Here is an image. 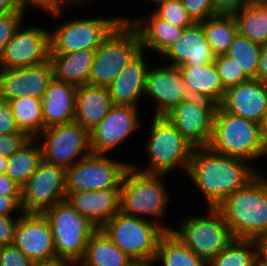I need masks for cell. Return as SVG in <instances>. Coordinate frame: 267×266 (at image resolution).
<instances>
[{
  "mask_svg": "<svg viewBox=\"0 0 267 266\" xmlns=\"http://www.w3.org/2000/svg\"><path fill=\"white\" fill-rule=\"evenodd\" d=\"M257 266H266L264 264H262L260 261L258 262Z\"/></svg>",
  "mask_w": 267,
  "mask_h": 266,
  "instance_id": "60",
  "label": "cell"
},
{
  "mask_svg": "<svg viewBox=\"0 0 267 266\" xmlns=\"http://www.w3.org/2000/svg\"><path fill=\"white\" fill-rule=\"evenodd\" d=\"M251 166L248 160L219 154L209 147L194 148L186 175L206 198L207 207H216L259 173Z\"/></svg>",
  "mask_w": 267,
  "mask_h": 266,
  "instance_id": "1",
  "label": "cell"
},
{
  "mask_svg": "<svg viewBox=\"0 0 267 266\" xmlns=\"http://www.w3.org/2000/svg\"><path fill=\"white\" fill-rule=\"evenodd\" d=\"M19 131L9 102L0 97V135Z\"/></svg>",
  "mask_w": 267,
  "mask_h": 266,
  "instance_id": "44",
  "label": "cell"
},
{
  "mask_svg": "<svg viewBox=\"0 0 267 266\" xmlns=\"http://www.w3.org/2000/svg\"><path fill=\"white\" fill-rule=\"evenodd\" d=\"M100 229L132 260L153 262L158 242L165 231L151 220L119 211Z\"/></svg>",
  "mask_w": 267,
  "mask_h": 266,
  "instance_id": "9",
  "label": "cell"
},
{
  "mask_svg": "<svg viewBox=\"0 0 267 266\" xmlns=\"http://www.w3.org/2000/svg\"><path fill=\"white\" fill-rule=\"evenodd\" d=\"M77 87L55 78L41 99L44 129L75 120V102Z\"/></svg>",
  "mask_w": 267,
  "mask_h": 266,
  "instance_id": "24",
  "label": "cell"
},
{
  "mask_svg": "<svg viewBox=\"0 0 267 266\" xmlns=\"http://www.w3.org/2000/svg\"><path fill=\"white\" fill-rule=\"evenodd\" d=\"M13 244L34 262L56 260L52 231L40 213H22L18 218Z\"/></svg>",
  "mask_w": 267,
  "mask_h": 266,
  "instance_id": "17",
  "label": "cell"
},
{
  "mask_svg": "<svg viewBox=\"0 0 267 266\" xmlns=\"http://www.w3.org/2000/svg\"><path fill=\"white\" fill-rule=\"evenodd\" d=\"M207 215L185 216L171 232L207 263L233 239L229 226L216 207H207Z\"/></svg>",
  "mask_w": 267,
  "mask_h": 266,
  "instance_id": "8",
  "label": "cell"
},
{
  "mask_svg": "<svg viewBox=\"0 0 267 266\" xmlns=\"http://www.w3.org/2000/svg\"><path fill=\"white\" fill-rule=\"evenodd\" d=\"M31 137L25 132H19L0 135V152L6 157L11 156L18 151Z\"/></svg>",
  "mask_w": 267,
  "mask_h": 266,
  "instance_id": "41",
  "label": "cell"
},
{
  "mask_svg": "<svg viewBox=\"0 0 267 266\" xmlns=\"http://www.w3.org/2000/svg\"><path fill=\"white\" fill-rule=\"evenodd\" d=\"M50 59L49 29L22 23L6 44L0 58V69L36 66Z\"/></svg>",
  "mask_w": 267,
  "mask_h": 266,
  "instance_id": "15",
  "label": "cell"
},
{
  "mask_svg": "<svg viewBox=\"0 0 267 266\" xmlns=\"http://www.w3.org/2000/svg\"><path fill=\"white\" fill-rule=\"evenodd\" d=\"M36 141V138H31L18 151L7 157L5 174L21 188L43 160L41 144Z\"/></svg>",
  "mask_w": 267,
  "mask_h": 266,
  "instance_id": "30",
  "label": "cell"
},
{
  "mask_svg": "<svg viewBox=\"0 0 267 266\" xmlns=\"http://www.w3.org/2000/svg\"><path fill=\"white\" fill-rule=\"evenodd\" d=\"M8 102L18 128L31 138H37L44 129L41 99L27 95Z\"/></svg>",
  "mask_w": 267,
  "mask_h": 266,
  "instance_id": "34",
  "label": "cell"
},
{
  "mask_svg": "<svg viewBox=\"0 0 267 266\" xmlns=\"http://www.w3.org/2000/svg\"><path fill=\"white\" fill-rule=\"evenodd\" d=\"M38 137L43 160L64 169L91 153L89 132L75 121L45 128Z\"/></svg>",
  "mask_w": 267,
  "mask_h": 266,
  "instance_id": "12",
  "label": "cell"
},
{
  "mask_svg": "<svg viewBox=\"0 0 267 266\" xmlns=\"http://www.w3.org/2000/svg\"><path fill=\"white\" fill-rule=\"evenodd\" d=\"M153 11L162 19L179 28H188L195 22L188 15L181 0L159 3Z\"/></svg>",
  "mask_w": 267,
  "mask_h": 266,
  "instance_id": "38",
  "label": "cell"
},
{
  "mask_svg": "<svg viewBox=\"0 0 267 266\" xmlns=\"http://www.w3.org/2000/svg\"><path fill=\"white\" fill-rule=\"evenodd\" d=\"M66 3H67V5L69 6H71V4H75V5H83V3L85 4L86 2H89V0H64Z\"/></svg>",
  "mask_w": 267,
  "mask_h": 266,
  "instance_id": "56",
  "label": "cell"
},
{
  "mask_svg": "<svg viewBox=\"0 0 267 266\" xmlns=\"http://www.w3.org/2000/svg\"><path fill=\"white\" fill-rule=\"evenodd\" d=\"M49 222L57 260L76 266L91 235L98 229L66 199L42 213Z\"/></svg>",
  "mask_w": 267,
  "mask_h": 266,
  "instance_id": "6",
  "label": "cell"
},
{
  "mask_svg": "<svg viewBox=\"0 0 267 266\" xmlns=\"http://www.w3.org/2000/svg\"><path fill=\"white\" fill-rule=\"evenodd\" d=\"M66 169L42 160L36 171L21 188L23 213H44L66 199Z\"/></svg>",
  "mask_w": 267,
  "mask_h": 266,
  "instance_id": "13",
  "label": "cell"
},
{
  "mask_svg": "<svg viewBox=\"0 0 267 266\" xmlns=\"http://www.w3.org/2000/svg\"><path fill=\"white\" fill-rule=\"evenodd\" d=\"M166 176L141 172L131 165L121 183L120 211L126 215L151 220L165 232L171 231L169 225L160 221L170 202L169 191L163 182Z\"/></svg>",
  "mask_w": 267,
  "mask_h": 266,
  "instance_id": "3",
  "label": "cell"
},
{
  "mask_svg": "<svg viewBox=\"0 0 267 266\" xmlns=\"http://www.w3.org/2000/svg\"><path fill=\"white\" fill-rule=\"evenodd\" d=\"M150 68L146 75L145 95L156 102L153 116H166L190 95L179 66L163 64Z\"/></svg>",
  "mask_w": 267,
  "mask_h": 266,
  "instance_id": "18",
  "label": "cell"
},
{
  "mask_svg": "<svg viewBox=\"0 0 267 266\" xmlns=\"http://www.w3.org/2000/svg\"><path fill=\"white\" fill-rule=\"evenodd\" d=\"M260 53L261 45L238 33L226 55L232 58L250 79H256Z\"/></svg>",
  "mask_w": 267,
  "mask_h": 266,
  "instance_id": "36",
  "label": "cell"
},
{
  "mask_svg": "<svg viewBox=\"0 0 267 266\" xmlns=\"http://www.w3.org/2000/svg\"><path fill=\"white\" fill-rule=\"evenodd\" d=\"M215 56L226 54L238 34L233 14H217L199 22Z\"/></svg>",
  "mask_w": 267,
  "mask_h": 266,
  "instance_id": "32",
  "label": "cell"
},
{
  "mask_svg": "<svg viewBox=\"0 0 267 266\" xmlns=\"http://www.w3.org/2000/svg\"><path fill=\"white\" fill-rule=\"evenodd\" d=\"M212 151L238 157L250 163L267 157L260 138L259 123L233 115L219 105L213 120V133L208 146Z\"/></svg>",
  "mask_w": 267,
  "mask_h": 266,
  "instance_id": "4",
  "label": "cell"
},
{
  "mask_svg": "<svg viewBox=\"0 0 267 266\" xmlns=\"http://www.w3.org/2000/svg\"><path fill=\"white\" fill-rule=\"evenodd\" d=\"M131 164L91 152L66 169L65 191L121 189L123 177Z\"/></svg>",
  "mask_w": 267,
  "mask_h": 266,
  "instance_id": "11",
  "label": "cell"
},
{
  "mask_svg": "<svg viewBox=\"0 0 267 266\" xmlns=\"http://www.w3.org/2000/svg\"><path fill=\"white\" fill-rule=\"evenodd\" d=\"M219 106L225 111L259 123L267 112V83L257 79L231 86Z\"/></svg>",
  "mask_w": 267,
  "mask_h": 266,
  "instance_id": "20",
  "label": "cell"
},
{
  "mask_svg": "<svg viewBox=\"0 0 267 266\" xmlns=\"http://www.w3.org/2000/svg\"><path fill=\"white\" fill-rule=\"evenodd\" d=\"M214 66L225 89L250 80L242 68L226 54L215 56Z\"/></svg>",
  "mask_w": 267,
  "mask_h": 266,
  "instance_id": "37",
  "label": "cell"
},
{
  "mask_svg": "<svg viewBox=\"0 0 267 266\" xmlns=\"http://www.w3.org/2000/svg\"><path fill=\"white\" fill-rule=\"evenodd\" d=\"M123 15L104 18H73L49 30L50 54L97 50L104 39L124 19Z\"/></svg>",
  "mask_w": 267,
  "mask_h": 266,
  "instance_id": "10",
  "label": "cell"
},
{
  "mask_svg": "<svg viewBox=\"0 0 267 266\" xmlns=\"http://www.w3.org/2000/svg\"><path fill=\"white\" fill-rule=\"evenodd\" d=\"M125 266H154V263L143 260H132Z\"/></svg>",
  "mask_w": 267,
  "mask_h": 266,
  "instance_id": "54",
  "label": "cell"
},
{
  "mask_svg": "<svg viewBox=\"0 0 267 266\" xmlns=\"http://www.w3.org/2000/svg\"><path fill=\"white\" fill-rule=\"evenodd\" d=\"M151 118V129L145 146L149 164L143 166L144 169H139L140 166L136 164L131 165L141 172L166 175L179 166L186 174L194 148L166 116Z\"/></svg>",
  "mask_w": 267,
  "mask_h": 266,
  "instance_id": "5",
  "label": "cell"
},
{
  "mask_svg": "<svg viewBox=\"0 0 267 266\" xmlns=\"http://www.w3.org/2000/svg\"><path fill=\"white\" fill-rule=\"evenodd\" d=\"M161 56L170 60L167 62L170 66L200 67L215 60L200 23L185 28L177 42Z\"/></svg>",
  "mask_w": 267,
  "mask_h": 266,
  "instance_id": "21",
  "label": "cell"
},
{
  "mask_svg": "<svg viewBox=\"0 0 267 266\" xmlns=\"http://www.w3.org/2000/svg\"><path fill=\"white\" fill-rule=\"evenodd\" d=\"M141 50L136 29L124 18L95 51L88 84L108 87Z\"/></svg>",
  "mask_w": 267,
  "mask_h": 266,
  "instance_id": "7",
  "label": "cell"
},
{
  "mask_svg": "<svg viewBox=\"0 0 267 266\" xmlns=\"http://www.w3.org/2000/svg\"><path fill=\"white\" fill-rule=\"evenodd\" d=\"M26 12H8L0 14V58L6 44L14 36L16 30L25 23Z\"/></svg>",
  "mask_w": 267,
  "mask_h": 266,
  "instance_id": "39",
  "label": "cell"
},
{
  "mask_svg": "<svg viewBox=\"0 0 267 266\" xmlns=\"http://www.w3.org/2000/svg\"><path fill=\"white\" fill-rule=\"evenodd\" d=\"M138 107L113 105L101 122L89 132L92 153L106 154L138 131Z\"/></svg>",
  "mask_w": 267,
  "mask_h": 266,
  "instance_id": "16",
  "label": "cell"
},
{
  "mask_svg": "<svg viewBox=\"0 0 267 266\" xmlns=\"http://www.w3.org/2000/svg\"><path fill=\"white\" fill-rule=\"evenodd\" d=\"M127 21L136 29L142 50H151L158 55L166 52L181 37L184 28L160 18L153 10L145 19H129Z\"/></svg>",
  "mask_w": 267,
  "mask_h": 266,
  "instance_id": "25",
  "label": "cell"
},
{
  "mask_svg": "<svg viewBox=\"0 0 267 266\" xmlns=\"http://www.w3.org/2000/svg\"><path fill=\"white\" fill-rule=\"evenodd\" d=\"M188 15L195 23H199L217 15L210 0H181Z\"/></svg>",
  "mask_w": 267,
  "mask_h": 266,
  "instance_id": "40",
  "label": "cell"
},
{
  "mask_svg": "<svg viewBox=\"0 0 267 266\" xmlns=\"http://www.w3.org/2000/svg\"><path fill=\"white\" fill-rule=\"evenodd\" d=\"M233 15L240 35L259 45L267 43V7L259 2H247Z\"/></svg>",
  "mask_w": 267,
  "mask_h": 266,
  "instance_id": "33",
  "label": "cell"
},
{
  "mask_svg": "<svg viewBox=\"0 0 267 266\" xmlns=\"http://www.w3.org/2000/svg\"><path fill=\"white\" fill-rule=\"evenodd\" d=\"M17 211L23 213L21 208V196H5L0 194V215L12 216V213Z\"/></svg>",
  "mask_w": 267,
  "mask_h": 266,
  "instance_id": "46",
  "label": "cell"
},
{
  "mask_svg": "<svg viewBox=\"0 0 267 266\" xmlns=\"http://www.w3.org/2000/svg\"><path fill=\"white\" fill-rule=\"evenodd\" d=\"M144 50H141L120 71L108 86L113 105L138 107L141 96L145 95L148 64L145 62Z\"/></svg>",
  "mask_w": 267,
  "mask_h": 266,
  "instance_id": "23",
  "label": "cell"
},
{
  "mask_svg": "<svg viewBox=\"0 0 267 266\" xmlns=\"http://www.w3.org/2000/svg\"><path fill=\"white\" fill-rule=\"evenodd\" d=\"M132 259L98 228L87 242L85 254L76 266H125Z\"/></svg>",
  "mask_w": 267,
  "mask_h": 266,
  "instance_id": "29",
  "label": "cell"
},
{
  "mask_svg": "<svg viewBox=\"0 0 267 266\" xmlns=\"http://www.w3.org/2000/svg\"><path fill=\"white\" fill-rule=\"evenodd\" d=\"M216 208L234 238L255 239L267 235V178L258 173L244 187L228 195Z\"/></svg>",
  "mask_w": 267,
  "mask_h": 266,
  "instance_id": "2",
  "label": "cell"
},
{
  "mask_svg": "<svg viewBox=\"0 0 267 266\" xmlns=\"http://www.w3.org/2000/svg\"><path fill=\"white\" fill-rule=\"evenodd\" d=\"M246 2H259L260 0H245Z\"/></svg>",
  "mask_w": 267,
  "mask_h": 266,
  "instance_id": "59",
  "label": "cell"
},
{
  "mask_svg": "<svg viewBox=\"0 0 267 266\" xmlns=\"http://www.w3.org/2000/svg\"><path fill=\"white\" fill-rule=\"evenodd\" d=\"M146 1H149L152 4L157 5L159 3H164V2H168V1H176V0H146Z\"/></svg>",
  "mask_w": 267,
  "mask_h": 266,
  "instance_id": "57",
  "label": "cell"
},
{
  "mask_svg": "<svg viewBox=\"0 0 267 266\" xmlns=\"http://www.w3.org/2000/svg\"><path fill=\"white\" fill-rule=\"evenodd\" d=\"M8 12H26L20 0H0V14Z\"/></svg>",
  "mask_w": 267,
  "mask_h": 266,
  "instance_id": "50",
  "label": "cell"
},
{
  "mask_svg": "<svg viewBox=\"0 0 267 266\" xmlns=\"http://www.w3.org/2000/svg\"><path fill=\"white\" fill-rule=\"evenodd\" d=\"M256 79L261 82L267 83V43L261 45V53Z\"/></svg>",
  "mask_w": 267,
  "mask_h": 266,
  "instance_id": "49",
  "label": "cell"
},
{
  "mask_svg": "<svg viewBox=\"0 0 267 266\" xmlns=\"http://www.w3.org/2000/svg\"><path fill=\"white\" fill-rule=\"evenodd\" d=\"M32 266H71L70 264L61 260H51L46 262H34Z\"/></svg>",
  "mask_w": 267,
  "mask_h": 266,
  "instance_id": "53",
  "label": "cell"
},
{
  "mask_svg": "<svg viewBox=\"0 0 267 266\" xmlns=\"http://www.w3.org/2000/svg\"><path fill=\"white\" fill-rule=\"evenodd\" d=\"M259 261L267 266V235L258 238Z\"/></svg>",
  "mask_w": 267,
  "mask_h": 266,
  "instance_id": "51",
  "label": "cell"
},
{
  "mask_svg": "<svg viewBox=\"0 0 267 266\" xmlns=\"http://www.w3.org/2000/svg\"><path fill=\"white\" fill-rule=\"evenodd\" d=\"M260 138L267 151V112L263 115L259 122Z\"/></svg>",
  "mask_w": 267,
  "mask_h": 266,
  "instance_id": "52",
  "label": "cell"
},
{
  "mask_svg": "<svg viewBox=\"0 0 267 266\" xmlns=\"http://www.w3.org/2000/svg\"><path fill=\"white\" fill-rule=\"evenodd\" d=\"M53 78L50 59L36 66L0 69V97L6 101L27 95L42 99Z\"/></svg>",
  "mask_w": 267,
  "mask_h": 266,
  "instance_id": "19",
  "label": "cell"
},
{
  "mask_svg": "<svg viewBox=\"0 0 267 266\" xmlns=\"http://www.w3.org/2000/svg\"><path fill=\"white\" fill-rule=\"evenodd\" d=\"M24 253L14 244L0 246V266H32Z\"/></svg>",
  "mask_w": 267,
  "mask_h": 266,
  "instance_id": "42",
  "label": "cell"
},
{
  "mask_svg": "<svg viewBox=\"0 0 267 266\" xmlns=\"http://www.w3.org/2000/svg\"><path fill=\"white\" fill-rule=\"evenodd\" d=\"M259 248L255 239L234 238L208 266H257Z\"/></svg>",
  "mask_w": 267,
  "mask_h": 266,
  "instance_id": "35",
  "label": "cell"
},
{
  "mask_svg": "<svg viewBox=\"0 0 267 266\" xmlns=\"http://www.w3.org/2000/svg\"><path fill=\"white\" fill-rule=\"evenodd\" d=\"M0 194L5 196H21V187L5 173L0 174Z\"/></svg>",
  "mask_w": 267,
  "mask_h": 266,
  "instance_id": "48",
  "label": "cell"
},
{
  "mask_svg": "<svg viewBox=\"0 0 267 266\" xmlns=\"http://www.w3.org/2000/svg\"><path fill=\"white\" fill-rule=\"evenodd\" d=\"M217 106L210 100L190 97L178 104L166 117L193 148L208 147Z\"/></svg>",
  "mask_w": 267,
  "mask_h": 266,
  "instance_id": "14",
  "label": "cell"
},
{
  "mask_svg": "<svg viewBox=\"0 0 267 266\" xmlns=\"http://www.w3.org/2000/svg\"><path fill=\"white\" fill-rule=\"evenodd\" d=\"M190 97L203 98L219 105L225 88L217 74L214 62L204 66H179Z\"/></svg>",
  "mask_w": 267,
  "mask_h": 266,
  "instance_id": "27",
  "label": "cell"
},
{
  "mask_svg": "<svg viewBox=\"0 0 267 266\" xmlns=\"http://www.w3.org/2000/svg\"><path fill=\"white\" fill-rule=\"evenodd\" d=\"M96 50H80L67 54H50L54 78L75 87L89 83Z\"/></svg>",
  "mask_w": 267,
  "mask_h": 266,
  "instance_id": "28",
  "label": "cell"
},
{
  "mask_svg": "<svg viewBox=\"0 0 267 266\" xmlns=\"http://www.w3.org/2000/svg\"><path fill=\"white\" fill-rule=\"evenodd\" d=\"M24 8L27 10V7L31 5V8L36 7L37 9L45 10L49 16L55 17L56 19L61 16L63 10L66 6L64 0H20ZM33 6V7H32Z\"/></svg>",
  "mask_w": 267,
  "mask_h": 266,
  "instance_id": "43",
  "label": "cell"
},
{
  "mask_svg": "<svg viewBox=\"0 0 267 266\" xmlns=\"http://www.w3.org/2000/svg\"><path fill=\"white\" fill-rule=\"evenodd\" d=\"M157 261L162 266H208L171 231L165 232L158 242L154 266Z\"/></svg>",
  "mask_w": 267,
  "mask_h": 266,
  "instance_id": "31",
  "label": "cell"
},
{
  "mask_svg": "<svg viewBox=\"0 0 267 266\" xmlns=\"http://www.w3.org/2000/svg\"><path fill=\"white\" fill-rule=\"evenodd\" d=\"M66 200L97 228L120 211L121 189L66 192Z\"/></svg>",
  "mask_w": 267,
  "mask_h": 266,
  "instance_id": "22",
  "label": "cell"
},
{
  "mask_svg": "<svg viewBox=\"0 0 267 266\" xmlns=\"http://www.w3.org/2000/svg\"><path fill=\"white\" fill-rule=\"evenodd\" d=\"M6 166H7V157L0 156V174L5 173Z\"/></svg>",
  "mask_w": 267,
  "mask_h": 266,
  "instance_id": "55",
  "label": "cell"
},
{
  "mask_svg": "<svg viewBox=\"0 0 267 266\" xmlns=\"http://www.w3.org/2000/svg\"><path fill=\"white\" fill-rule=\"evenodd\" d=\"M113 106L108 87L85 84L76 89L75 122L88 132L94 129Z\"/></svg>",
  "mask_w": 267,
  "mask_h": 266,
  "instance_id": "26",
  "label": "cell"
},
{
  "mask_svg": "<svg viewBox=\"0 0 267 266\" xmlns=\"http://www.w3.org/2000/svg\"><path fill=\"white\" fill-rule=\"evenodd\" d=\"M259 3L265 7H267V0H260Z\"/></svg>",
  "mask_w": 267,
  "mask_h": 266,
  "instance_id": "58",
  "label": "cell"
},
{
  "mask_svg": "<svg viewBox=\"0 0 267 266\" xmlns=\"http://www.w3.org/2000/svg\"><path fill=\"white\" fill-rule=\"evenodd\" d=\"M214 11L217 14H234L243 4L245 0H210Z\"/></svg>",
  "mask_w": 267,
  "mask_h": 266,
  "instance_id": "47",
  "label": "cell"
},
{
  "mask_svg": "<svg viewBox=\"0 0 267 266\" xmlns=\"http://www.w3.org/2000/svg\"><path fill=\"white\" fill-rule=\"evenodd\" d=\"M18 214L17 217L0 215V246L13 244L18 218L22 213Z\"/></svg>",
  "mask_w": 267,
  "mask_h": 266,
  "instance_id": "45",
  "label": "cell"
}]
</instances>
